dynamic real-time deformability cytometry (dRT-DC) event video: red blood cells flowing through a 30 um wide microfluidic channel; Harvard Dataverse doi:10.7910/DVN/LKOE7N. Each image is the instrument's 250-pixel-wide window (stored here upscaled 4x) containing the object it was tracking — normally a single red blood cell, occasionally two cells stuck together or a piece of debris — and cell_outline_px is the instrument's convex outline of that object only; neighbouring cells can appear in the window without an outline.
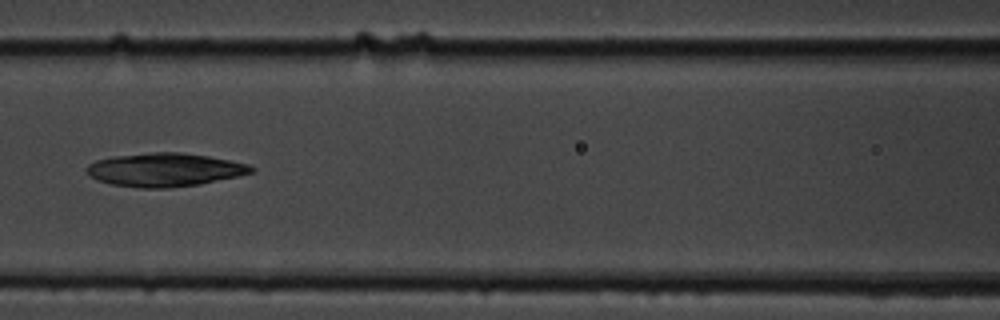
{"species": "common noctule bat (a hibernating species)", "species_latin": "Nyctalus noctula", "temperature_condition": "cold", "stored_images_in_passage": 8, "camera_frame_rate_fps": 3000, "um_per_image_px": 0.085, "animal": {"sex": "male", "body_mass_g": 19.5, "forearm_length_mm": 54.6}, "frame": {"image": 1, "passage_image": 8, "time_ms": 8.0, "image_size_px": [1000, 320], "cell_outline_px": [[256, 172], [200, 184], [168, 188], [140, 188], [112, 184], [100, 180], [92, 176], [84, 168], [88, 164], [96, 160], [112, 156], [152, 152], [180, 152], [208, 156], [248, 164], [256, 168]], "centroid_in_image_um": [14.02, 14.42], "position_along_channel_um": 152.6, "area_um2": 32.02}}